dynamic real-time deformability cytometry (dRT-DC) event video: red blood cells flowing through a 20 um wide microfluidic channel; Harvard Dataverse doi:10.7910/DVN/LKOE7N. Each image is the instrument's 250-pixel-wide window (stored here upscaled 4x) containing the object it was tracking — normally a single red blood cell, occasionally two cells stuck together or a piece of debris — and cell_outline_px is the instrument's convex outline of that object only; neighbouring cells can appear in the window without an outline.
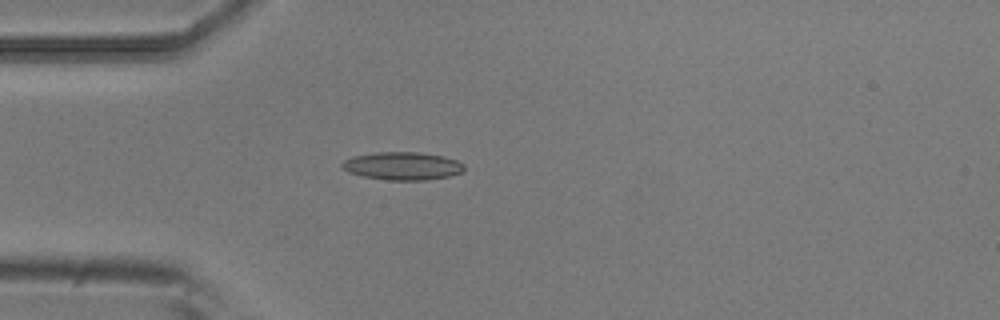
{"species": "common noctule bat (a hibernating species)", "species_latin": "Nyctalus noctula", "temperature_condition": "room temperature", "stored_images_in_passage": 4, "camera_frame_rate_fps": 3000, "um_per_image_px": 0.085, "animal": {"sex": "male", "body_mass_g": 20.5, "forearm_length_mm": 52.5}, "frame": {"image": 1, "passage_image": 4, "time_ms": 1.0, "image_size_px": [1000, 320], "cell_outline_px": [[464, 168], [460, 172], [448, 176], [424, 180], [388, 180], [364, 176], [348, 172], [340, 168], [340, 164], [344, 160], [352, 156], [376, 152], [416, 152], [444, 156], [456, 160], [464, 164]], "centroid_in_image_um": [34.16, 14.1], "position_along_channel_um": 50.8, "area_um2": 19.83}}